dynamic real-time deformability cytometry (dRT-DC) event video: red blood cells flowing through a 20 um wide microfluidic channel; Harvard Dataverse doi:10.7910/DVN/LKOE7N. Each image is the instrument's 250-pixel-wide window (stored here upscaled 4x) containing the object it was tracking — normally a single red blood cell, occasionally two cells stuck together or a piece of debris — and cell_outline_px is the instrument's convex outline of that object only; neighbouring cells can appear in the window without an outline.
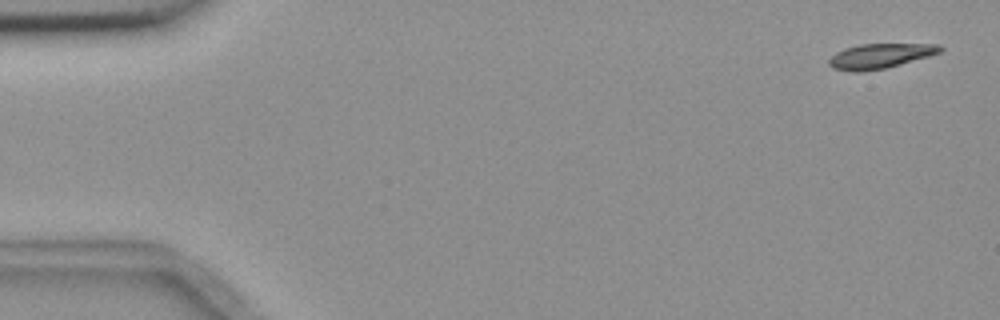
{"species": "common noctule bat (a hibernating species)", "species_latin": "Nyctalus noctula", "temperature_condition": "room temperature", "stored_images_in_passage": 6, "segment_of_instrument_passage": [2, 2], "camera_frame_rate_fps": 3000, "um_per_image_px": 0.085, "animal": {"sex": "female", "body_mass_g": 18.4}, "frame": {"image": 1, "passage_image": 6, "time_ms": 5.667, "image_size_px": [1000, 320], "cell_outline_px": [[944, 48], [940, 52], [928, 56], [900, 64], [884, 68], [860, 72], [852, 72], [832, 68], [828, 64], [828, 60], [836, 52], [844, 48], [860, 44], [940, 44]], "centroid_in_image_um": [74.77, 4.75], "position_along_channel_um": 10.2, "area_um2": 16.01}}